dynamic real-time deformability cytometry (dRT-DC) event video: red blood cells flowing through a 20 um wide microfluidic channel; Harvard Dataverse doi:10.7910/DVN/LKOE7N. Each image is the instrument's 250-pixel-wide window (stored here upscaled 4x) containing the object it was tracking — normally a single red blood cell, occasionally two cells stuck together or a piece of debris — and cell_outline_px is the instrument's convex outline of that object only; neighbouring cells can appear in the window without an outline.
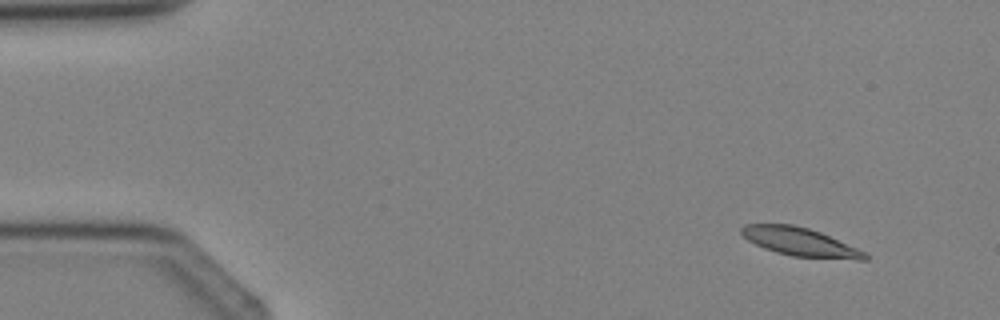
{"species": "Egyptian fruit bat (a non-hibernating species)", "species_latin": "Rousettus aegyptiacus", "temperature_condition": "cold", "stored_images_in_passage": 4, "camera_frame_rate_fps": 3000, "um_per_image_px": 0.085, "animal": {"sex": "female"}, "frame": {"image": 1, "passage_image": 1, "time_ms": 0.0, "image_size_px": [1000, 320], "cell_outline_px": [[868, 260], [856, 260], [792, 256], [776, 252], [764, 248], [748, 240], [740, 232], [740, 228], [744, 224], [792, 224], [808, 228], [820, 232], [856, 248], [864, 252], [868, 256]], "centroid_in_image_um": [67.99, 20.56], "position_along_channel_um": 17.0, "area_um2": 20.23}}
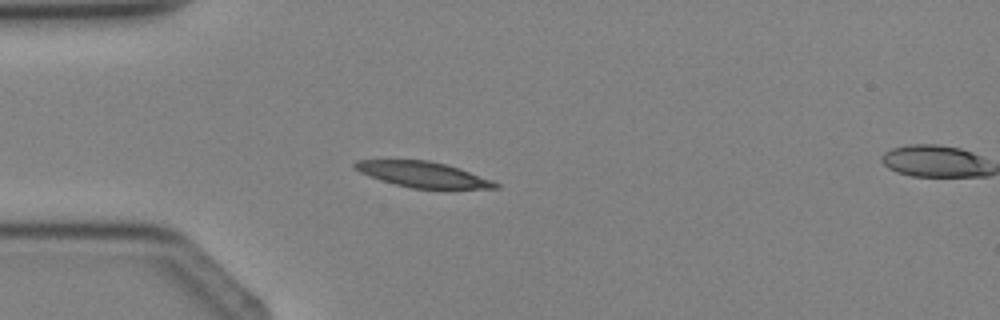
{"frame": {"image": 2, "passage_image": 3, "time_ms": 2.333, "image_size_px": [1000, 320], "cell_outline_px": [[500, 188], [412, 188], [396, 184], [360, 172], [352, 168], [352, 164], [356, 160], [428, 160], [460, 168], [492, 180], [500, 184]], "centroid_in_image_um": [35.95, 14.82], "position_along_channel_um": 49.0, "area_um2": 20.58}}